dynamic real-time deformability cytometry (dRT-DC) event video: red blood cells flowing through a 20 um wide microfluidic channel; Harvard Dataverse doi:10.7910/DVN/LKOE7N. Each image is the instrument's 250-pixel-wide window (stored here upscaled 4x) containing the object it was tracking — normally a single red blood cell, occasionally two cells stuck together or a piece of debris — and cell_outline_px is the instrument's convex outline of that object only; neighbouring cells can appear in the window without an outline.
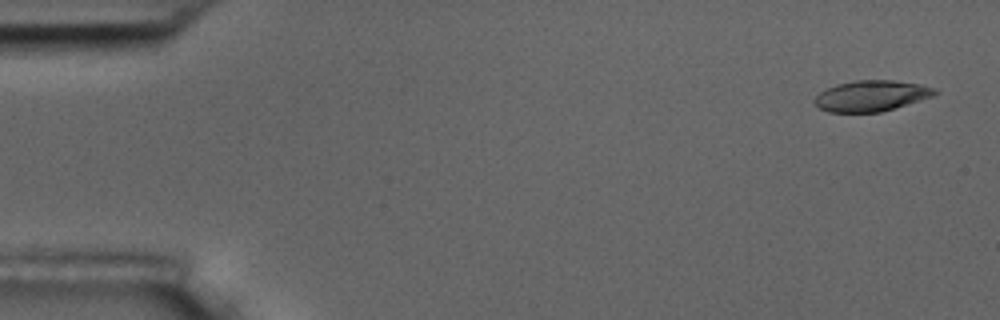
{"species": "common noctule bat (a hibernating species)", "species_latin": "Nyctalus noctula", "temperature_condition": "room temperature", "stored_images_in_passage": 5, "camera_frame_rate_fps": 3000, "um_per_image_px": 0.085, "animal": {"sex": "male", "body_mass_g": 17.5, "forearm_length_mm": 52.3}, "frame": {"image": 1, "passage_image": 1, "time_ms": 0.0, "image_size_px": [1000, 320], "cell_outline_px": [[940, 92], [932, 96], [880, 112], [828, 112], [820, 108], [812, 100], [820, 92], [836, 84], [856, 80], [892, 80], [920, 84], [936, 88]], "centroid_in_image_um": [74.05, 8.14], "position_along_channel_um": 10.9, "area_um2": 21.44}}
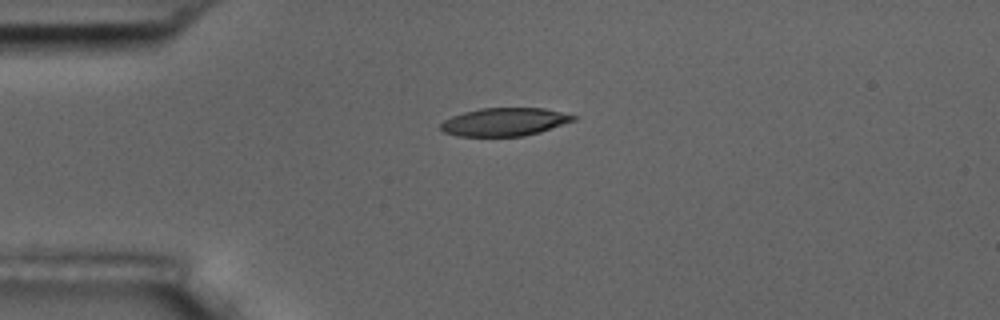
{"frame": {"image": 2, "passage_image": 4, "time_ms": 3.667, "image_size_px": [1000, 320], "cell_outline_px": [[576, 120], [540, 132], [524, 136], [460, 136], [444, 132], [440, 128], [440, 124], [444, 120], [452, 116], [464, 112], [480, 108], [544, 108], [576, 116]], "centroid_in_image_um": [42.88, 10.36], "position_along_channel_um": 42.1, "area_um2": 21.62}}